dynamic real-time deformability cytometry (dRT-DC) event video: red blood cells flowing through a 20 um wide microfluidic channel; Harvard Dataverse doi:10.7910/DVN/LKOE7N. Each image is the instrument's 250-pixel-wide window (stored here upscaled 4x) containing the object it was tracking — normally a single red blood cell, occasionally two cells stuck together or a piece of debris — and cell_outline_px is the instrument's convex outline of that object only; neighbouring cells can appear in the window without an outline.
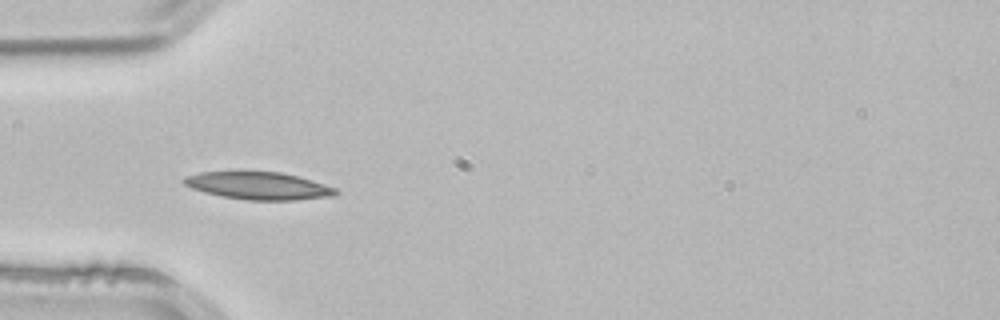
{"species": "common noctule bat (a hibernating species)", "species_latin": "Nyctalus noctula", "temperature_condition": "room temperature", "stored_images_in_passage": 3, "camera_frame_rate_fps": 3000, "um_per_image_px": 0.085, "animal": {"sex": "male", "body_mass_g": 21.5, "forearm_length_mm": 52.0}, "frame": {"image": 1, "passage_image": 3, "time_ms": 0.667, "image_size_px": [1000, 320], "cell_outline_px": [[340, 192], [336, 196], [296, 200], [248, 200], [220, 196], [204, 192], [192, 188], [184, 184], [180, 180], [184, 176], [200, 172], [240, 168], [280, 172], [312, 180], [336, 188]], "centroid_in_image_um": [21.91, 15.74], "position_along_channel_um": 63.1, "area_um2": 25.55}}